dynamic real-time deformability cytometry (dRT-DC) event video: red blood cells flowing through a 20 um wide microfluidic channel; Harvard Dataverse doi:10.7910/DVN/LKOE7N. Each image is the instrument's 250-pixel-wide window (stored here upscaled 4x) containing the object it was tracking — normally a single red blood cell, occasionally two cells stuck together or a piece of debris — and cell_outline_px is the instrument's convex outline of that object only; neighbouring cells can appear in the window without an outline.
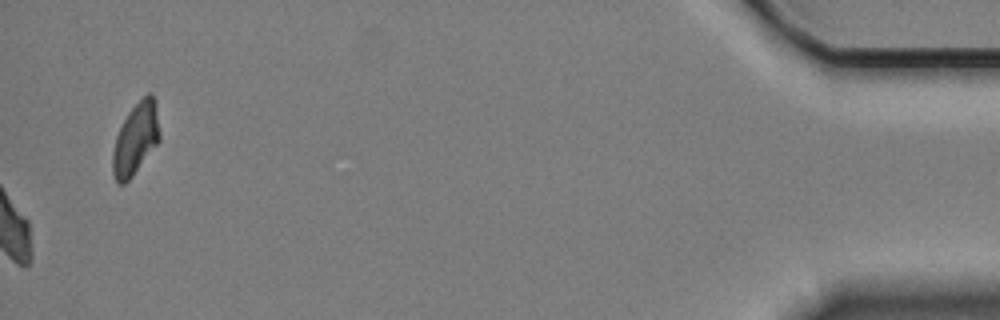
{"species": "Egyptian fruit bat (a non-hibernating species)", "species_latin": "Rousettus aegyptiacus", "temperature_condition": "cold", "stored_images_in_passage": 45, "camera_frame_rate_fps": 3000, "um_per_image_px": 0.085, "animal": {"sex": "female"}, "frame": {"image": 1, "passage_image": 45, "time_ms": 14.667, "image_size_px": [1000, 320], "cell_outline_px": [[160, 140], [132, 176], [124, 184], [120, 184], [116, 180], [112, 172], [112, 152], [116, 136], [128, 112], [148, 92], [152, 92], [156, 100], [160, 132]], "centroid_in_image_um": [11.54, 11.77], "position_along_channel_um": 423.7, "area_um2": 19.59}, "authors_computed_cell_mechanics": {"area_um2": 22.4842, "velocity_mm_per_s": 3.3593, "shape_relaxation_time_tau1_ms": 6.4777, "shape_relaxation_time_tau2_ms": null, "deformation_change_tau1": 0.1348, "deformation_change_tau2": null}}